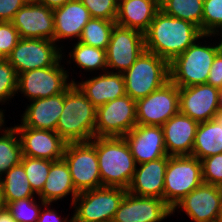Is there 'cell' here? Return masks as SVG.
<instances>
[{
	"mask_svg": "<svg viewBox=\"0 0 222 222\" xmlns=\"http://www.w3.org/2000/svg\"><path fill=\"white\" fill-rule=\"evenodd\" d=\"M54 42L79 40L84 26L92 18L88 9L80 0H71L63 6L53 9ZM64 39V40H63Z\"/></svg>",
	"mask_w": 222,
	"mask_h": 222,
	"instance_id": "cell-21",
	"label": "cell"
},
{
	"mask_svg": "<svg viewBox=\"0 0 222 222\" xmlns=\"http://www.w3.org/2000/svg\"><path fill=\"white\" fill-rule=\"evenodd\" d=\"M90 77L82 76L81 79H83L74 81V84L96 108L126 95L125 82L121 73L105 71L98 75L96 73V76L92 74Z\"/></svg>",
	"mask_w": 222,
	"mask_h": 222,
	"instance_id": "cell-20",
	"label": "cell"
},
{
	"mask_svg": "<svg viewBox=\"0 0 222 222\" xmlns=\"http://www.w3.org/2000/svg\"><path fill=\"white\" fill-rule=\"evenodd\" d=\"M203 183L222 187V153L201 160Z\"/></svg>",
	"mask_w": 222,
	"mask_h": 222,
	"instance_id": "cell-38",
	"label": "cell"
},
{
	"mask_svg": "<svg viewBox=\"0 0 222 222\" xmlns=\"http://www.w3.org/2000/svg\"><path fill=\"white\" fill-rule=\"evenodd\" d=\"M63 159L79 193L102 187L96 148L91 141L67 143Z\"/></svg>",
	"mask_w": 222,
	"mask_h": 222,
	"instance_id": "cell-9",
	"label": "cell"
},
{
	"mask_svg": "<svg viewBox=\"0 0 222 222\" xmlns=\"http://www.w3.org/2000/svg\"><path fill=\"white\" fill-rule=\"evenodd\" d=\"M167 163L168 155L137 165L127 191L136 196L163 199Z\"/></svg>",
	"mask_w": 222,
	"mask_h": 222,
	"instance_id": "cell-24",
	"label": "cell"
},
{
	"mask_svg": "<svg viewBox=\"0 0 222 222\" xmlns=\"http://www.w3.org/2000/svg\"><path fill=\"white\" fill-rule=\"evenodd\" d=\"M209 35L212 38H214V41L217 43L219 48L222 50V24L219 25L218 27H216ZM218 36H220V37H218ZM218 40H219V42H217Z\"/></svg>",
	"mask_w": 222,
	"mask_h": 222,
	"instance_id": "cell-44",
	"label": "cell"
},
{
	"mask_svg": "<svg viewBox=\"0 0 222 222\" xmlns=\"http://www.w3.org/2000/svg\"><path fill=\"white\" fill-rule=\"evenodd\" d=\"M3 108H0V127L6 122L5 120V110Z\"/></svg>",
	"mask_w": 222,
	"mask_h": 222,
	"instance_id": "cell-47",
	"label": "cell"
},
{
	"mask_svg": "<svg viewBox=\"0 0 222 222\" xmlns=\"http://www.w3.org/2000/svg\"><path fill=\"white\" fill-rule=\"evenodd\" d=\"M220 110L219 89L208 84L179 88V112L198 123L214 119Z\"/></svg>",
	"mask_w": 222,
	"mask_h": 222,
	"instance_id": "cell-16",
	"label": "cell"
},
{
	"mask_svg": "<svg viewBox=\"0 0 222 222\" xmlns=\"http://www.w3.org/2000/svg\"><path fill=\"white\" fill-rule=\"evenodd\" d=\"M202 183V163L197 157L168 156L163 200L171 209Z\"/></svg>",
	"mask_w": 222,
	"mask_h": 222,
	"instance_id": "cell-7",
	"label": "cell"
},
{
	"mask_svg": "<svg viewBox=\"0 0 222 222\" xmlns=\"http://www.w3.org/2000/svg\"><path fill=\"white\" fill-rule=\"evenodd\" d=\"M0 178L5 205L23 198L38 197L32 190L21 163L13 166Z\"/></svg>",
	"mask_w": 222,
	"mask_h": 222,
	"instance_id": "cell-29",
	"label": "cell"
},
{
	"mask_svg": "<svg viewBox=\"0 0 222 222\" xmlns=\"http://www.w3.org/2000/svg\"><path fill=\"white\" fill-rule=\"evenodd\" d=\"M214 120L217 121L220 125H222V111L219 110L215 116H214Z\"/></svg>",
	"mask_w": 222,
	"mask_h": 222,
	"instance_id": "cell-46",
	"label": "cell"
},
{
	"mask_svg": "<svg viewBox=\"0 0 222 222\" xmlns=\"http://www.w3.org/2000/svg\"><path fill=\"white\" fill-rule=\"evenodd\" d=\"M207 84L218 89L222 88V50L215 56Z\"/></svg>",
	"mask_w": 222,
	"mask_h": 222,
	"instance_id": "cell-42",
	"label": "cell"
},
{
	"mask_svg": "<svg viewBox=\"0 0 222 222\" xmlns=\"http://www.w3.org/2000/svg\"><path fill=\"white\" fill-rule=\"evenodd\" d=\"M52 162L28 156H22L21 158L20 163L23 165L30 186L37 196L41 193L45 185Z\"/></svg>",
	"mask_w": 222,
	"mask_h": 222,
	"instance_id": "cell-33",
	"label": "cell"
},
{
	"mask_svg": "<svg viewBox=\"0 0 222 222\" xmlns=\"http://www.w3.org/2000/svg\"><path fill=\"white\" fill-rule=\"evenodd\" d=\"M145 50L144 33L115 24L106 48L107 71L123 74Z\"/></svg>",
	"mask_w": 222,
	"mask_h": 222,
	"instance_id": "cell-12",
	"label": "cell"
},
{
	"mask_svg": "<svg viewBox=\"0 0 222 222\" xmlns=\"http://www.w3.org/2000/svg\"><path fill=\"white\" fill-rule=\"evenodd\" d=\"M222 24V0H204L202 33L210 34Z\"/></svg>",
	"mask_w": 222,
	"mask_h": 222,
	"instance_id": "cell-37",
	"label": "cell"
},
{
	"mask_svg": "<svg viewBox=\"0 0 222 222\" xmlns=\"http://www.w3.org/2000/svg\"><path fill=\"white\" fill-rule=\"evenodd\" d=\"M78 193L65 160L62 158L53 161L45 185L38 197L45 203L57 202L55 204H58V201L70 195L71 208Z\"/></svg>",
	"mask_w": 222,
	"mask_h": 222,
	"instance_id": "cell-26",
	"label": "cell"
},
{
	"mask_svg": "<svg viewBox=\"0 0 222 222\" xmlns=\"http://www.w3.org/2000/svg\"><path fill=\"white\" fill-rule=\"evenodd\" d=\"M159 10V0H118L116 24L145 33Z\"/></svg>",
	"mask_w": 222,
	"mask_h": 222,
	"instance_id": "cell-25",
	"label": "cell"
},
{
	"mask_svg": "<svg viewBox=\"0 0 222 222\" xmlns=\"http://www.w3.org/2000/svg\"><path fill=\"white\" fill-rule=\"evenodd\" d=\"M5 202L3 199V194H2V190H1V186H0V211L5 209Z\"/></svg>",
	"mask_w": 222,
	"mask_h": 222,
	"instance_id": "cell-48",
	"label": "cell"
},
{
	"mask_svg": "<svg viewBox=\"0 0 222 222\" xmlns=\"http://www.w3.org/2000/svg\"><path fill=\"white\" fill-rule=\"evenodd\" d=\"M222 202V187L202 183L172 208V216L179 211L193 222H217Z\"/></svg>",
	"mask_w": 222,
	"mask_h": 222,
	"instance_id": "cell-14",
	"label": "cell"
},
{
	"mask_svg": "<svg viewBox=\"0 0 222 222\" xmlns=\"http://www.w3.org/2000/svg\"><path fill=\"white\" fill-rule=\"evenodd\" d=\"M220 153H222V125L214 119L199 123L191 156L201 161Z\"/></svg>",
	"mask_w": 222,
	"mask_h": 222,
	"instance_id": "cell-28",
	"label": "cell"
},
{
	"mask_svg": "<svg viewBox=\"0 0 222 222\" xmlns=\"http://www.w3.org/2000/svg\"><path fill=\"white\" fill-rule=\"evenodd\" d=\"M6 58L1 54V52H0V61H3V60H5Z\"/></svg>",
	"mask_w": 222,
	"mask_h": 222,
	"instance_id": "cell-51",
	"label": "cell"
},
{
	"mask_svg": "<svg viewBox=\"0 0 222 222\" xmlns=\"http://www.w3.org/2000/svg\"><path fill=\"white\" fill-rule=\"evenodd\" d=\"M204 0H159L160 10L171 17L196 25L202 32Z\"/></svg>",
	"mask_w": 222,
	"mask_h": 222,
	"instance_id": "cell-31",
	"label": "cell"
},
{
	"mask_svg": "<svg viewBox=\"0 0 222 222\" xmlns=\"http://www.w3.org/2000/svg\"><path fill=\"white\" fill-rule=\"evenodd\" d=\"M0 222H16L10 213L4 209L0 211Z\"/></svg>",
	"mask_w": 222,
	"mask_h": 222,
	"instance_id": "cell-45",
	"label": "cell"
},
{
	"mask_svg": "<svg viewBox=\"0 0 222 222\" xmlns=\"http://www.w3.org/2000/svg\"><path fill=\"white\" fill-rule=\"evenodd\" d=\"M13 127L20 139L22 156L50 161L63 158L67 142L56 131L32 129L21 122Z\"/></svg>",
	"mask_w": 222,
	"mask_h": 222,
	"instance_id": "cell-15",
	"label": "cell"
},
{
	"mask_svg": "<svg viewBox=\"0 0 222 222\" xmlns=\"http://www.w3.org/2000/svg\"><path fill=\"white\" fill-rule=\"evenodd\" d=\"M202 35L196 25L159 10L144 33L145 49L170 63Z\"/></svg>",
	"mask_w": 222,
	"mask_h": 222,
	"instance_id": "cell-1",
	"label": "cell"
},
{
	"mask_svg": "<svg viewBox=\"0 0 222 222\" xmlns=\"http://www.w3.org/2000/svg\"><path fill=\"white\" fill-rule=\"evenodd\" d=\"M18 75L7 59L0 61V104H9L17 95ZM9 101V102H7Z\"/></svg>",
	"mask_w": 222,
	"mask_h": 222,
	"instance_id": "cell-35",
	"label": "cell"
},
{
	"mask_svg": "<svg viewBox=\"0 0 222 222\" xmlns=\"http://www.w3.org/2000/svg\"><path fill=\"white\" fill-rule=\"evenodd\" d=\"M21 114V123L25 127L56 131V126L64 106V92L47 98L28 101Z\"/></svg>",
	"mask_w": 222,
	"mask_h": 222,
	"instance_id": "cell-23",
	"label": "cell"
},
{
	"mask_svg": "<svg viewBox=\"0 0 222 222\" xmlns=\"http://www.w3.org/2000/svg\"><path fill=\"white\" fill-rule=\"evenodd\" d=\"M97 153L102 187L128 189L136 162L123 137H94L90 140Z\"/></svg>",
	"mask_w": 222,
	"mask_h": 222,
	"instance_id": "cell-2",
	"label": "cell"
},
{
	"mask_svg": "<svg viewBox=\"0 0 222 222\" xmlns=\"http://www.w3.org/2000/svg\"><path fill=\"white\" fill-rule=\"evenodd\" d=\"M208 37L209 40L213 41L209 42ZM220 51L221 49L214 39L208 34H203L169 63L170 80L178 88L207 84L215 56Z\"/></svg>",
	"mask_w": 222,
	"mask_h": 222,
	"instance_id": "cell-3",
	"label": "cell"
},
{
	"mask_svg": "<svg viewBox=\"0 0 222 222\" xmlns=\"http://www.w3.org/2000/svg\"><path fill=\"white\" fill-rule=\"evenodd\" d=\"M116 21L91 18L84 26L79 42L106 50Z\"/></svg>",
	"mask_w": 222,
	"mask_h": 222,
	"instance_id": "cell-32",
	"label": "cell"
},
{
	"mask_svg": "<svg viewBox=\"0 0 222 222\" xmlns=\"http://www.w3.org/2000/svg\"><path fill=\"white\" fill-rule=\"evenodd\" d=\"M178 112L179 88L171 80L136 101L137 125L162 126Z\"/></svg>",
	"mask_w": 222,
	"mask_h": 222,
	"instance_id": "cell-13",
	"label": "cell"
},
{
	"mask_svg": "<svg viewBox=\"0 0 222 222\" xmlns=\"http://www.w3.org/2000/svg\"><path fill=\"white\" fill-rule=\"evenodd\" d=\"M22 149L16 129L6 127V122L0 127V177L13 166L21 162Z\"/></svg>",
	"mask_w": 222,
	"mask_h": 222,
	"instance_id": "cell-30",
	"label": "cell"
},
{
	"mask_svg": "<svg viewBox=\"0 0 222 222\" xmlns=\"http://www.w3.org/2000/svg\"><path fill=\"white\" fill-rule=\"evenodd\" d=\"M123 138L126 140L137 165L167 155L162 126L136 125Z\"/></svg>",
	"mask_w": 222,
	"mask_h": 222,
	"instance_id": "cell-19",
	"label": "cell"
},
{
	"mask_svg": "<svg viewBox=\"0 0 222 222\" xmlns=\"http://www.w3.org/2000/svg\"><path fill=\"white\" fill-rule=\"evenodd\" d=\"M199 123L178 112L162 125L168 156L192 155Z\"/></svg>",
	"mask_w": 222,
	"mask_h": 222,
	"instance_id": "cell-22",
	"label": "cell"
},
{
	"mask_svg": "<svg viewBox=\"0 0 222 222\" xmlns=\"http://www.w3.org/2000/svg\"><path fill=\"white\" fill-rule=\"evenodd\" d=\"M92 18L116 21L118 0H80Z\"/></svg>",
	"mask_w": 222,
	"mask_h": 222,
	"instance_id": "cell-36",
	"label": "cell"
},
{
	"mask_svg": "<svg viewBox=\"0 0 222 222\" xmlns=\"http://www.w3.org/2000/svg\"><path fill=\"white\" fill-rule=\"evenodd\" d=\"M217 222H222V202H221V208H220V213Z\"/></svg>",
	"mask_w": 222,
	"mask_h": 222,
	"instance_id": "cell-50",
	"label": "cell"
},
{
	"mask_svg": "<svg viewBox=\"0 0 222 222\" xmlns=\"http://www.w3.org/2000/svg\"><path fill=\"white\" fill-rule=\"evenodd\" d=\"M53 204L52 203H46L40 212V216L38 217L36 222H72L73 216L71 218L69 217L70 214H67L66 217L62 218L59 214V210L57 211L55 208H51ZM45 208V209H44Z\"/></svg>",
	"mask_w": 222,
	"mask_h": 222,
	"instance_id": "cell-41",
	"label": "cell"
},
{
	"mask_svg": "<svg viewBox=\"0 0 222 222\" xmlns=\"http://www.w3.org/2000/svg\"><path fill=\"white\" fill-rule=\"evenodd\" d=\"M45 204L39 197H29L8 202L5 209L16 222H36Z\"/></svg>",
	"mask_w": 222,
	"mask_h": 222,
	"instance_id": "cell-34",
	"label": "cell"
},
{
	"mask_svg": "<svg viewBox=\"0 0 222 222\" xmlns=\"http://www.w3.org/2000/svg\"><path fill=\"white\" fill-rule=\"evenodd\" d=\"M20 35L12 22L0 21V52L7 58L18 44Z\"/></svg>",
	"mask_w": 222,
	"mask_h": 222,
	"instance_id": "cell-39",
	"label": "cell"
},
{
	"mask_svg": "<svg viewBox=\"0 0 222 222\" xmlns=\"http://www.w3.org/2000/svg\"><path fill=\"white\" fill-rule=\"evenodd\" d=\"M219 105H220V110L222 111V88L219 89Z\"/></svg>",
	"mask_w": 222,
	"mask_h": 222,
	"instance_id": "cell-49",
	"label": "cell"
},
{
	"mask_svg": "<svg viewBox=\"0 0 222 222\" xmlns=\"http://www.w3.org/2000/svg\"><path fill=\"white\" fill-rule=\"evenodd\" d=\"M20 38L47 39L54 41L53 9L34 0L21 7L11 21Z\"/></svg>",
	"mask_w": 222,
	"mask_h": 222,
	"instance_id": "cell-17",
	"label": "cell"
},
{
	"mask_svg": "<svg viewBox=\"0 0 222 222\" xmlns=\"http://www.w3.org/2000/svg\"><path fill=\"white\" fill-rule=\"evenodd\" d=\"M61 58L54 66L29 70L18 74L17 94L32 101L63 93L75 79L70 80V70ZM62 61V62H61ZM65 67V68H64ZM19 92V93H18Z\"/></svg>",
	"mask_w": 222,
	"mask_h": 222,
	"instance_id": "cell-8",
	"label": "cell"
},
{
	"mask_svg": "<svg viewBox=\"0 0 222 222\" xmlns=\"http://www.w3.org/2000/svg\"><path fill=\"white\" fill-rule=\"evenodd\" d=\"M172 216V209L163 199L136 196L128 191L112 222H162Z\"/></svg>",
	"mask_w": 222,
	"mask_h": 222,
	"instance_id": "cell-18",
	"label": "cell"
},
{
	"mask_svg": "<svg viewBox=\"0 0 222 222\" xmlns=\"http://www.w3.org/2000/svg\"><path fill=\"white\" fill-rule=\"evenodd\" d=\"M63 45L47 39L21 38L6 59L17 75L29 70L51 67L63 58L62 51L66 50Z\"/></svg>",
	"mask_w": 222,
	"mask_h": 222,
	"instance_id": "cell-10",
	"label": "cell"
},
{
	"mask_svg": "<svg viewBox=\"0 0 222 222\" xmlns=\"http://www.w3.org/2000/svg\"><path fill=\"white\" fill-rule=\"evenodd\" d=\"M73 43L74 44H72V50H68L70 52H68L67 54V58L69 57V60L65 58L66 53L62 51L63 60H66L67 62L66 65L74 63L76 65L74 66V68H80L81 70H84L85 73L90 72L91 74L96 73V71L98 70L100 72L97 73L107 71L106 50L93 46H88L79 41H75Z\"/></svg>",
	"mask_w": 222,
	"mask_h": 222,
	"instance_id": "cell-27",
	"label": "cell"
},
{
	"mask_svg": "<svg viewBox=\"0 0 222 222\" xmlns=\"http://www.w3.org/2000/svg\"><path fill=\"white\" fill-rule=\"evenodd\" d=\"M34 1L41 3L49 8L54 9V8L63 6L65 3L71 0H34Z\"/></svg>",
	"mask_w": 222,
	"mask_h": 222,
	"instance_id": "cell-43",
	"label": "cell"
},
{
	"mask_svg": "<svg viewBox=\"0 0 222 222\" xmlns=\"http://www.w3.org/2000/svg\"><path fill=\"white\" fill-rule=\"evenodd\" d=\"M27 2L28 0H0V21L11 22L16 12Z\"/></svg>",
	"mask_w": 222,
	"mask_h": 222,
	"instance_id": "cell-40",
	"label": "cell"
},
{
	"mask_svg": "<svg viewBox=\"0 0 222 222\" xmlns=\"http://www.w3.org/2000/svg\"><path fill=\"white\" fill-rule=\"evenodd\" d=\"M97 108L72 83L64 91V106L56 132L67 142H87L95 137Z\"/></svg>",
	"mask_w": 222,
	"mask_h": 222,
	"instance_id": "cell-4",
	"label": "cell"
},
{
	"mask_svg": "<svg viewBox=\"0 0 222 222\" xmlns=\"http://www.w3.org/2000/svg\"><path fill=\"white\" fill-rule=\"evenodd\" d=\"M122 75L126 95L137 101L147 97L170 80L169 63L145 50Z\"/></svg>",
	"mask_w": 222,
	"mask_h": 222,
	"instance_id": "cell-5",
	"label": "cell"
},
{
	"mask_svg": "<svg viewBox=\"0 0 222 222\" xmlns=\"http://www.w3.org/2000/svg\"><path fill=\"white\" fill-rule=\"evenodd\" d=\"M136 125V101L129 95L97 107L95 137H123Z\"/></svg>",
	"mask_w": 222,
	"mask_h": 222,
	"instance_id": "cell-11",
	"label": "cell"
},
{
	"mask_svg": "<svg viewBox=\"0 0 222 222\" xmlns=\"http://www.w3.org/2000/svg\"><path fill=\"white\" fill-rule=\"evenodd\" d=\"M127 190L100 187L78 193L71 215L75 222H112Z\"/></svg>",
	"mask_w": 222,
	"mask_h": 222,
	"instance_id": "cell-6",
	"label": "cell"
}]
</instances>
